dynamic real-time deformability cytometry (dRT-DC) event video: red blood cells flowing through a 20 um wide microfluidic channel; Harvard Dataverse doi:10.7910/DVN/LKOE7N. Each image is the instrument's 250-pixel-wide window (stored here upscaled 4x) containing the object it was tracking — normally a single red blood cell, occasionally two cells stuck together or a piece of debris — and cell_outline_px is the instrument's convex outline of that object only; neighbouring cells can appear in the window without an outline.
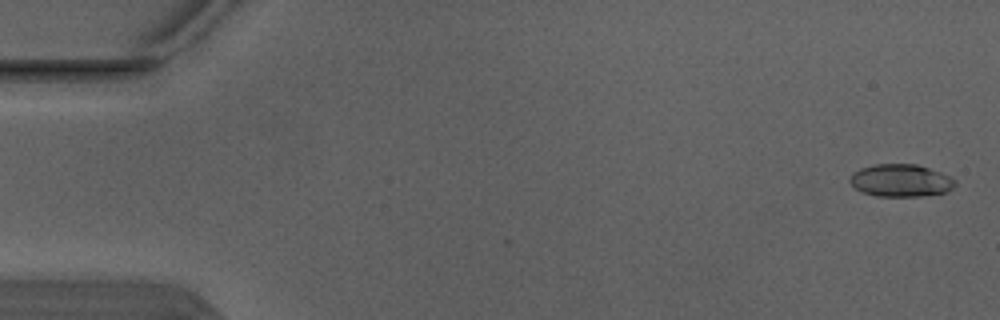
{"species": "Egyptian fruit bat (a non-hibernating species)", "species_latin": "Rousettus aegyptiacus", "temperature_condition": "warm", "stored_images_in_passage": 4, "camera_frame_rate_fps": 3000, "um_per_image_px": 0.085, "animal": {"sex": "male"}, "frame": {"image": 1, "passage_image": 1, "time_ms": 0.0, "image_size_px": [1000, 320], "cell_outline_px": [[956, 184], [948, 192], [920, 196], [876, 196], [864, 192], [856, 188], [848, 180], [860, 168], [876, 164], [916, 164], [940, 172], [956, 180]], "centroid_in_image_um": [76.6, 15.34], "position_along_channel_um": 8.4, "area_um2": 19.71}}